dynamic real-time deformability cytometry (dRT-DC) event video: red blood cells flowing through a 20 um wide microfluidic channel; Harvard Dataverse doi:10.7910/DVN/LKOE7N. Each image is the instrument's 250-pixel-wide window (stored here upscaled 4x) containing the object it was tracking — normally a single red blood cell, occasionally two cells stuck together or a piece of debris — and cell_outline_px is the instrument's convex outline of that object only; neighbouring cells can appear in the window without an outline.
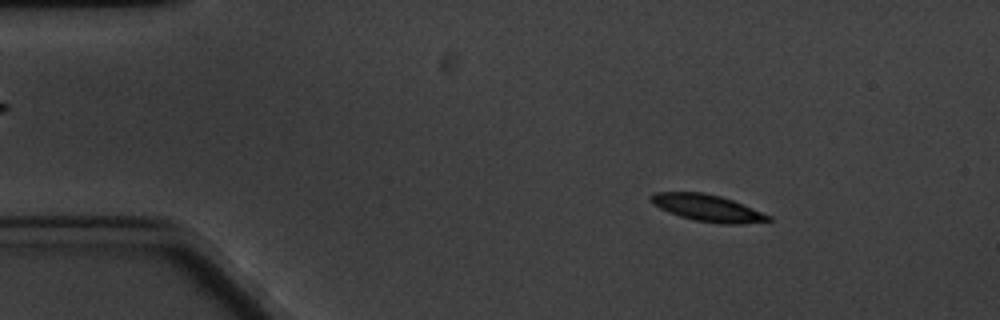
{"species": "common noctule bat (a hibernating species)", "species_latin": "Nyctalus noctula", "temperature_condition": "cold", "stored_images_in_passage": 9, "camera_frame_rate_fps": 3000, "um_per_image_px": 0.085, "animal": {"sex": "male", "body_mass_g": 20.1, "forearm_length_mm": 53.5}, "frame": {"image": 1, "passage_image": 2, "time_ms": 1.333, "image_size_px": [1000, 320], "cell_outline_px": [[772, 220], [740, 224], [720, 224], [696, 220], [680, 216], [668, 212], [652, 204], [648, 196], [656, 192], [704, 192], [720, 196], [732, 200], [772, 216]], "centroid_in_image_um": [60.11, 17.67], "position_along_channel_um": 24.9, "area_um2": 18.26}}
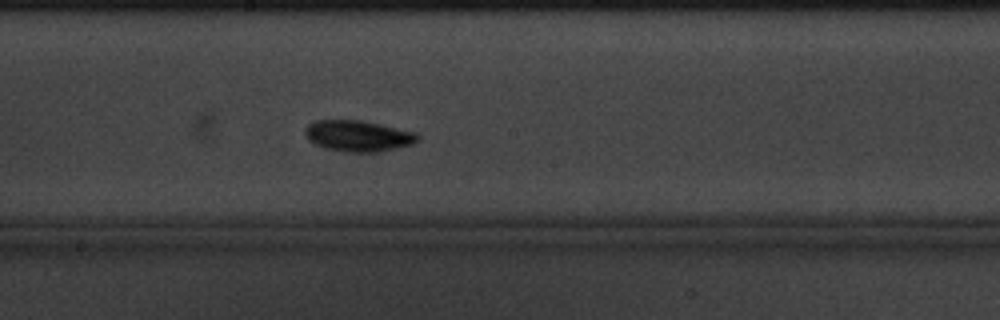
{"frame": {"image": 2, "passage_image": 9, "time_ms": 9.333, "image_size_px": [1000, 320], "cell_outline_px": [[420, 140], [412, 144], [396, 148], [376, 152], [344, 152], [324, 148], [308, 140], [304, 132], [304, 128], [308, 124], [316, 120], [360, 120], [380, 124], [416, 132], [420, 136]], "centroid_in_image_um": [30.43, 11.55], "position_along_channel_um": 217.8, "area_um2": 20.52}}